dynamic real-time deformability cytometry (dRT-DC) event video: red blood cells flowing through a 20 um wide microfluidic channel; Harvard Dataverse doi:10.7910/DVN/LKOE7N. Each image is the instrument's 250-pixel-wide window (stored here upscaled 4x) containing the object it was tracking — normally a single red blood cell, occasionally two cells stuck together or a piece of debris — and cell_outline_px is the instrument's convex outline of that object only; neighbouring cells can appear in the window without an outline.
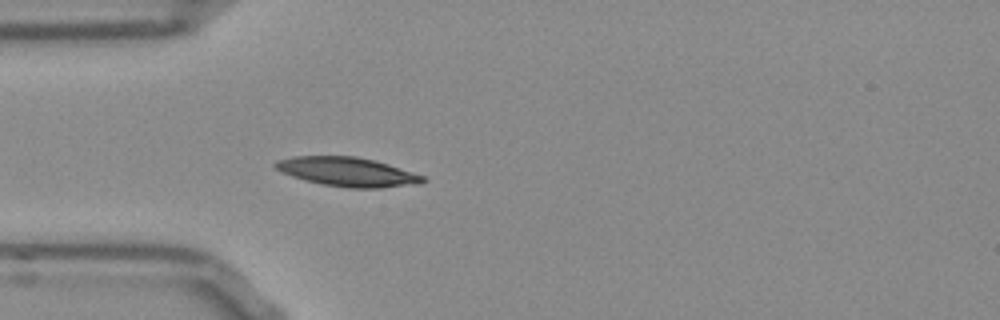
{"species": "Egyptian fruit bat (a non-hibernating species)", "species_latin": "Rousettus aegyptiacus", "temperature_condition": "room temperature", "stored_images_in_passage": 38, "camera_frame_rate_fps": 3000, "um_per_image_px": 0.085, "frame": {"image": 1, "passage_image": 1, "time_ms": 0.0, "image_size_px": [1000, 320], "cell_outline_px": [[428, 180], [420, 184], [380, 188], [348, 188], [320, 184], [304, 180], [280, 172], [272, 164], [276, 160], [292, 156], [356, 156], [388, 164], [424, 176]], "centroid_in_image_um": [29.51, 14.61], "position_along_channel_um": 55.5, "area_um2": 25.2}}
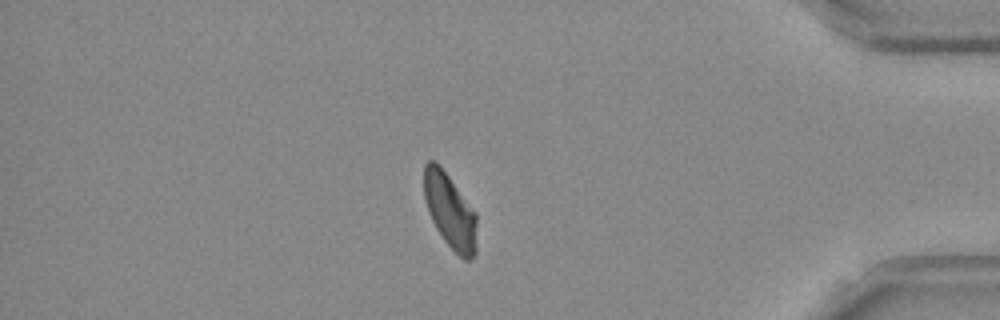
{"frame": {"image": 2, "passage_image": 31, "time_ms": 10.0, "image_size_px": [1000, 320], "cell_outline_px": [[476, 252], [472, 260], [464, 260], [444, 240], [436, 228], [428, 212], [424, 196], [424, 164], [428, 160], [436, 160], [440, 164], [476, 212]], "centroid_in_image_um": [38.25, 17.91], "position_along_channel_um": 397.0, "area_um2": 23.18}}
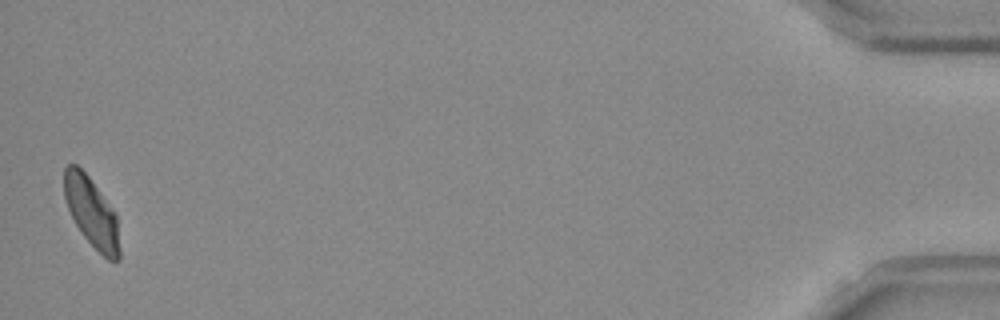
{"frame": {"image": 3, "passage_image": 38, "time_ms": 12.333, "image_size_px": [1000, 320], "cell_outline_px": [[120, 260], [108, 260], [84, 236], [76, 224], [68, 208], [64, 196], [64, 168], [68, 164], [76, 164], [88, 176], [116, 212], [120, 248]], "centroid_in_image_um": [7.8, 18.04], "position_along_channel_um": 427.4, "area_um2": 22.25}, "authors_computed_cell_mechanics": {"area_um2": 23.4957, "velocity_mm_per_s": 3.8299, "shape_relaxation_time_tau1_ms": 4.0778, "shape_relaxation_time_tau2_ms": 2.7155, "deformation_change_tau1": 0.1293, "deformation_change_tau2": 0.0749}}